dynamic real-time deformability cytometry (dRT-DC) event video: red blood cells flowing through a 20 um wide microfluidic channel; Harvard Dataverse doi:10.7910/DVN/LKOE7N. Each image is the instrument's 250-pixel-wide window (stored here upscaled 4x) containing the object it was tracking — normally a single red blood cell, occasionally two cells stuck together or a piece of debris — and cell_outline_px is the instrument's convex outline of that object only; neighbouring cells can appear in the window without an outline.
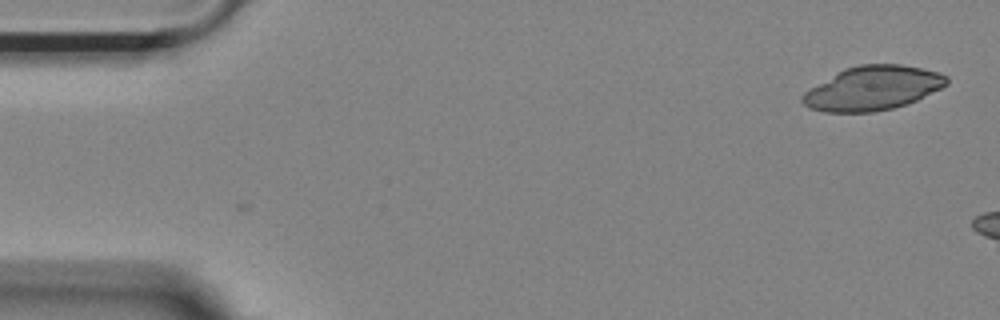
{"species": "Egyptian fruit bat (a non-hibernating species)", "species_latin": "Rousettus aegyptiacus", "temperature_condition": "room temperature", "stored_images_in_passage": 2, "camera_frame_rate_fps": 3000, "um_per_image_px": 0.085, "animal": {"sex": "female"}, "frame": {"image": 1, "passage_image": 1, "time_ms": 0.0, "image_size_px": [1000, 320], "cell_outline_px": [[948, 84], [916, 100], [892, 108], [872, 112], [824, 112], [808, 108], [800, 100], [800, 96], [804, 92], [844, 68], [860, 64], [900, 64], [940, 72], [948, 76]], "centroid_in_image_um": [74.16, 7.49], "position_along_channel_um": 10.8, "area_um2": 36.88}}